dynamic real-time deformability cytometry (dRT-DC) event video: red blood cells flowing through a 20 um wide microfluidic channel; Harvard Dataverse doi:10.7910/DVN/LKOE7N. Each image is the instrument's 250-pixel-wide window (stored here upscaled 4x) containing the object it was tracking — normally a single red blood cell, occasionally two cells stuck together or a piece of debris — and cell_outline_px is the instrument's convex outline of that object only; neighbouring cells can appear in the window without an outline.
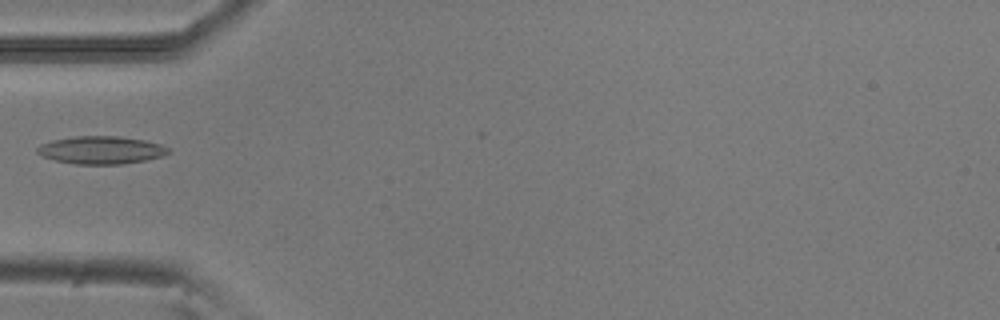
{"species": "common noctule bat (a hibernating species)", "species_latin": "Nyctalus noctula", "temperature_condition": "room temperature", "stored_images_in_passage": 1, "camera_frame_rate_fps": 3000, "um_per_image_px": 0.085, "animal": {"sex": "male", "body_mass_g": 20.5, "forearm_length_mm": 52.5}, "frame": {"image": 1, "passage_image": 1, "time_ms": 0.0, "image_size_px": [1000, 320], "cell_outline_px": [[172, 152], [164, 156], [124, 164], [76, 164], [56, 160], [40, 156], [36, 152], [36, 148], [40, 144], [52, 140], [76, 136], [120, 136], [144, 140], [160, 144], [172, 148]], "centroid_in_image_um": [8.62, 12.75], "position_along_channel_um": 76.4, "area_um2": 21.44}}